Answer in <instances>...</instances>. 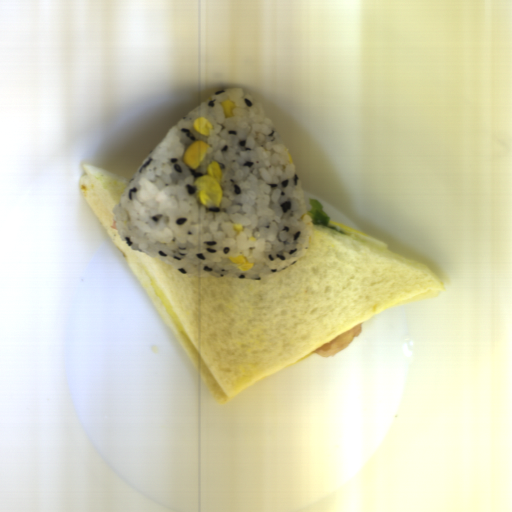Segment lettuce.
<instances>
[{
	"mask_svg": "<svg viewBox=\"0 0 512 512\" xmlns=\"http://www.w3.org/2000/svg\"><path fill=\"white\" fill-rule=\"evenodd\" d=\"M309 204L311 206L310 211L308 212L312 226L313 225H320L329 229H332L336 232H339L344 235L345 231L332 226L331 220L326 214V212L323 210V205L319 200L316 199H309Z\"/></svg>",
	"mask_w": 512,
	"mask_h": 512,
	"instance_id": "9fb2a089",
	"label": "lettuce"
}]
</instances>
